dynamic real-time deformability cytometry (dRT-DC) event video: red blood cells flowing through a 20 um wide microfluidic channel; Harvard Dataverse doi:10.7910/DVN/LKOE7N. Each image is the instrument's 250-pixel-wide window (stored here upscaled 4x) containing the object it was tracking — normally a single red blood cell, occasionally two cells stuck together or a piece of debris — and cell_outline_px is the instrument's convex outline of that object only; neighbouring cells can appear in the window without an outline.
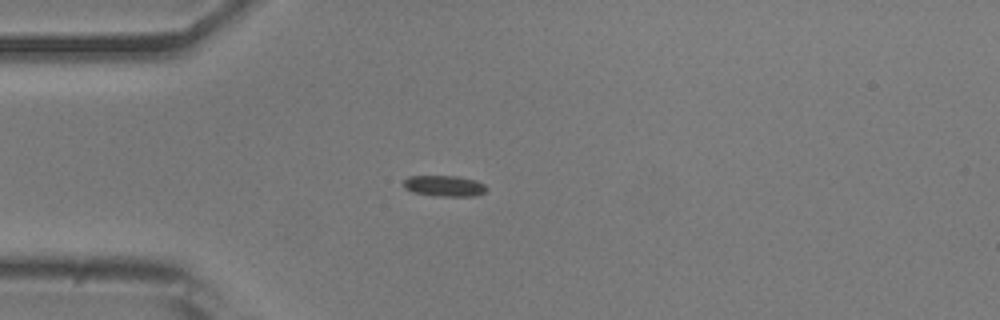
{"species": "common noctule bat (a hibernating species)", "species_latin": "Nyctalus noctula", "temperature_condition": "room temperature", "stored_images_in_passage": 3, "camera_frame_rate_fps": 3000, "um_per_image_px": 0.085, "animal": {"sex": "male", "body_mass_g": 20.5, "forearm_length_mm": 52.5}, "frame": {"image": 1, "passage_image": 2, "time_ms": 1.0, "image_size_px": [1000, 320], "cell_outline_px": [[488, 188], [484, 192], [476, 196], [440, 196], [416, 192], [404, 188], [404, 180], [408, 176], [456, 176], [476, 180], [484, 184]], "centroid_in_image_um": [37.81, 15.79], "position_along_channel_um": 47.2, "area_um2": 10.0}}